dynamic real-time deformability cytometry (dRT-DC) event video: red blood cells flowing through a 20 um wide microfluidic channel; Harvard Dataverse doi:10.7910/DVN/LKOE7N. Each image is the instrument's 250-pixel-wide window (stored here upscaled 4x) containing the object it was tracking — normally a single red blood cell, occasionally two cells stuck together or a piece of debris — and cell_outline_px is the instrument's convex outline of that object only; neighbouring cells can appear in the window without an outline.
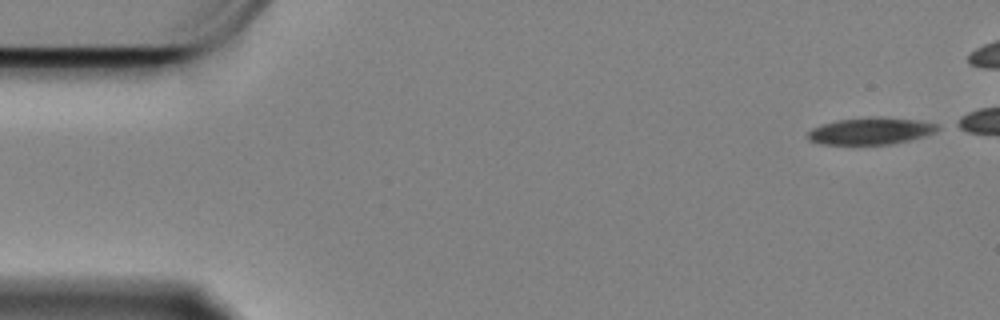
{"species": "Egyptian fruit bat (a non-hibernating species)", "species_latin": "Rousettus aegyptiacus", "temperature_condition": "cold", "stored_images_in_passage": 9, "camera_frame_rate_fps": 3000, "um_per_image_px": 0.085, "animal": {"sex": "female"}, "frame": {"image": 1, "passage_image": 1, "time_ms": 0.0, "image_size_px": [1000, 320], "cell_outline_px": [[944, 128], [936, 132], [924, 136], [892, 144], [820, 144], [808, 140], [808, 132], [812, 128], [836, 120], [880, 116], [916, 120], [936, 124]], "centroid_in_image_um": [74.04, 11.13], "position_along_channel_um": 11.0, "area_um2": 20.35}}